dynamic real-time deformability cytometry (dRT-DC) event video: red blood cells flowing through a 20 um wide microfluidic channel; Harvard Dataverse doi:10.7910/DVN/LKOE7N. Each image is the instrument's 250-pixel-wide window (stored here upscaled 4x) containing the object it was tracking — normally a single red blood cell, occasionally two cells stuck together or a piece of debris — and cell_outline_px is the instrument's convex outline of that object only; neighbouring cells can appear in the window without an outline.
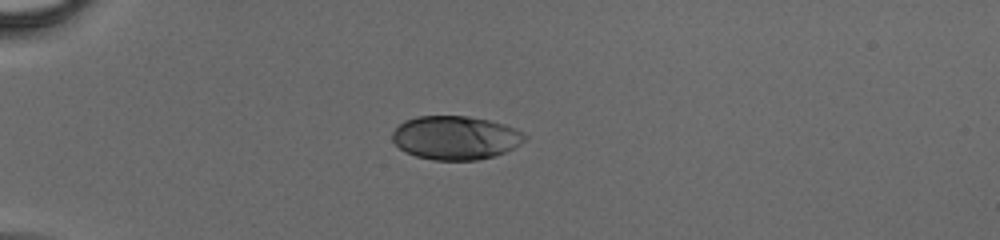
{"species": "human", "species_latin": "Homo sapiens", "temperature_condition": "cold", "stored_images_in_passage": 34, "camera_frame_rate_fps": 3000, "um_per_image_px": 0.085, "donor": {"sex": "male"}, "frame": {"image": 1, "passage_image": 1, "time_ms": 0.0, "image_size_px": [1000, 240], "cell_outline_px": [[528, 136], [520, 144], [504, 152], [492, 156], [476, 160], [432, 160], [416, 156], [404, 152], [392, 140], [392, 132], [404, 120], [416, 116], [468, 116], [488, 120], [504, 124], [516, 128], [524, 132]], "centroid_in_image_um": [38.7, 11.7], "position_along_channel_um": 46.3, "area_um2": 33.76}}
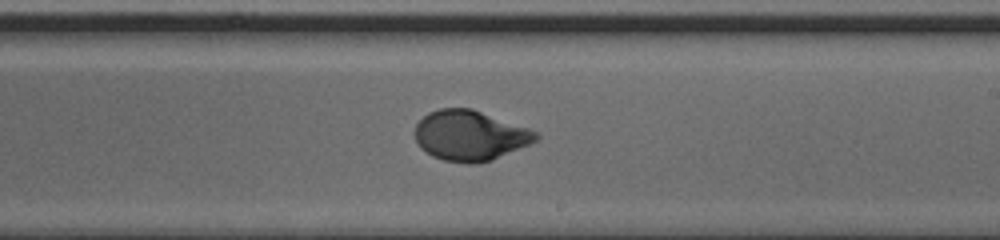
{"frame": {"image": 2, "passage_image": 17, "time_ms": 5.333, "image_size_px": [1000, 240], "cell_outline_px": [[540, 136], [536, 140], [528, 144], [492, 160], [476, 164], [468, 164], [444, 160], [432, 156], [420, 148], [416, 140], [416, 124], [428, 112], [440, 108], [472, 108], [540, 132]], "centroid_in_image_um": [39.95, 11.52], "position_along_channel_um": 249.0, "area_um2": 35.37}}
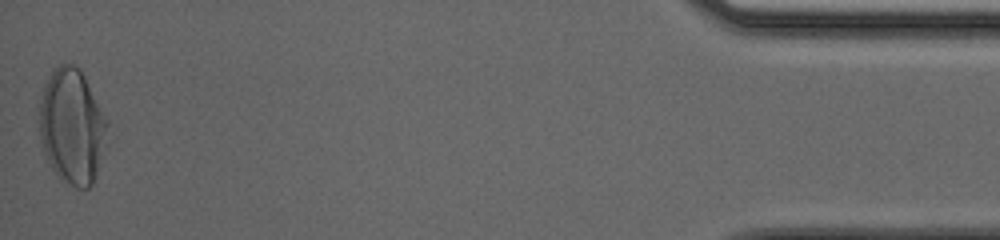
{"frame": {"image": 3, "passage_image": 34, "time_ms": 11.0, "image_size_px": [1000, 240], "cell_outline_px": [[108, 124], [92, 184], [88, 188], [76, 188], [60, 180], [52, 168], [44, 152], [40, 136], [40, 104], [44, 84], [52, 68], [60, 64], [72, 64], [84, 76]], "centroid_in_image_um": [6.06, 10.73], "position_along_channel_um": 429.1, "area_um2": 44.33}}